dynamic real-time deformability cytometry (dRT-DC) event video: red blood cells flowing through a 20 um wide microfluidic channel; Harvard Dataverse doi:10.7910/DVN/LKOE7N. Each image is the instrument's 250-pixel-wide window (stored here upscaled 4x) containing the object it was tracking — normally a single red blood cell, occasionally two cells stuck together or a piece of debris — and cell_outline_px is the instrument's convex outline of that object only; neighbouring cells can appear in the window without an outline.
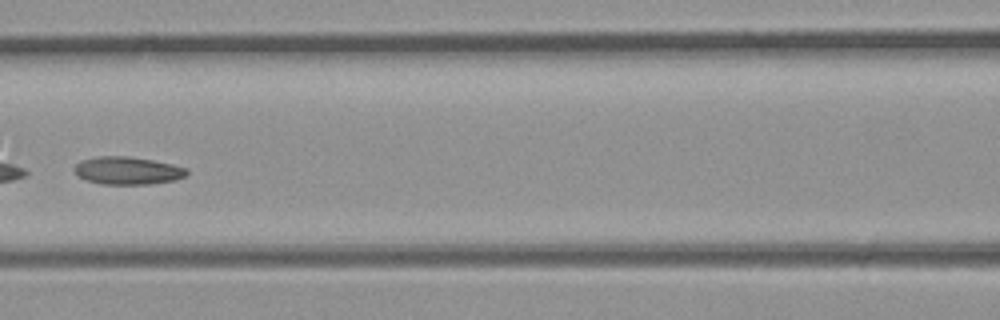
{"species": "common noctule bat (a hibernating species)", "species_latin": "Nyctalus noctula", "temperature_condition": "room temperature", "stored_images_in_passage": 22, "camera_frame_rate_fps": 3000, "um_per_image_px": 0.085, "animal": {"sex": "male", "body_mass_g": 23.1, "forearm_length_mm": 52.7}, "frame": {"image": 1, "passage_image": 16, "time_ms": 5.0, "image_size_px": [1000, 320], "cell_outline_px": [[188, 172], [184, 176], [172, 180], [152, 184], [100, 184], [88, 180], [80, 176], [72, 168], [80, 160], [96, 156], [128, 156], [152, 160], [172, 164], [188, 168]], "centroid_in_image_um": [10.83, 14.49], "position_along_channel_um": 155.8, "area_um2": 18.09}}